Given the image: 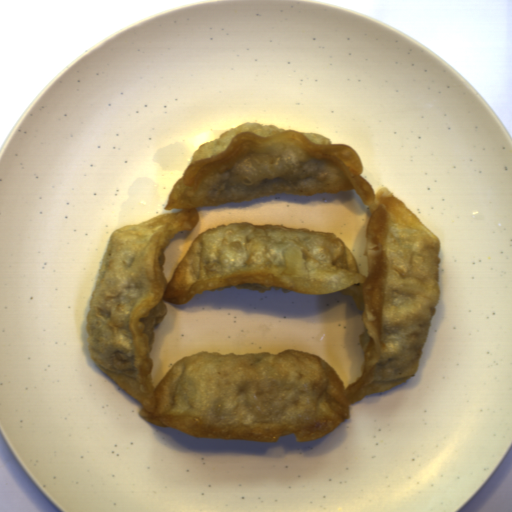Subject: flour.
I'll use <instances>...</instances> for the list:
<instances>
[{
	"instance_id": "obj_1",
	"label": "flour",
	"mask_w": 512,
	"mask_h": 512,
	"mask_svg": "<svg viewBox=\"0 0 512 512\" xmlns=\"http://www.w3.org/2000/svg\"><path fill=\"white\" fill-rule=\"evenodd\" d=\"M360 156L322 133L242 123L206 142L171 188L165 210L116 227L101 253L86 314L89 358L129 398L143 421L199 439L296 442L328 436L367 396L405 384L423 357L441 296V242L383 184L362 176ZM356 190L372 215L368 278L331 232L249 222L197 235L168 283L163 249L191 231L196 208L274 194L311 196ZM240 287L304 294L348 293L366 330L362 378L344 389L321 356L202 351L177 361L153 388L149 356L166 308L196 293Z\"/></svg>"
}]
</instances>
